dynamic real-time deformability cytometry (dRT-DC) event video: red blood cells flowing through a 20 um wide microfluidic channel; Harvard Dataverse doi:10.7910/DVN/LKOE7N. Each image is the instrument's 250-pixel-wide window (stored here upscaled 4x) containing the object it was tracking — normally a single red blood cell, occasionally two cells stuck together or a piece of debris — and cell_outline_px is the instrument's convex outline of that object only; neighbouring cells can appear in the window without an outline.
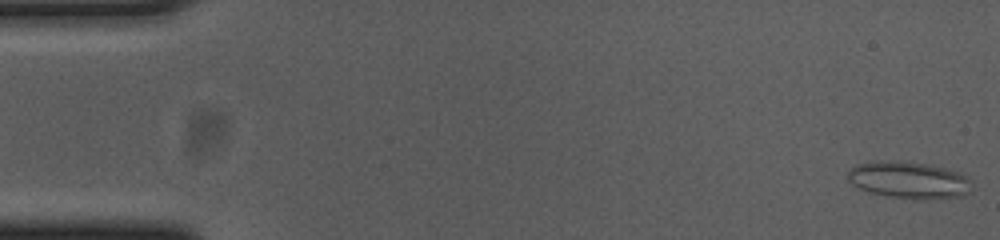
{"species": "common noctule bat (a hibernating species)", "species_latin": "Nyctalus noctula", "temperature_condition": "cold", "stored_images_in_passage": 15, "camera_frame_rate_fps": 3000, "um_per_image_px": 0.085, "animal": {"sex": "female", "body_mass_g": 23.0, "forearm_length_mm": 53.4}, "frame": {"image": 1, "passage_image": 1, "time_ms": 0.0, "image_size_px": [1000, 240], "cell_outline_px": [[972, 180], [968, 192], [960, 196], [916, 200], [888, 196], [868, 192], [852, 184], [848, 180], [848, 172], [852, 168], [860, 164], [880, 160], [900, 160], [932, 164], [960, 172], [968, 176]], "centroid_in_image_um": [77.28, 15.29], "position_along_channel_um": 7.7, "area_um2": 26.93}}
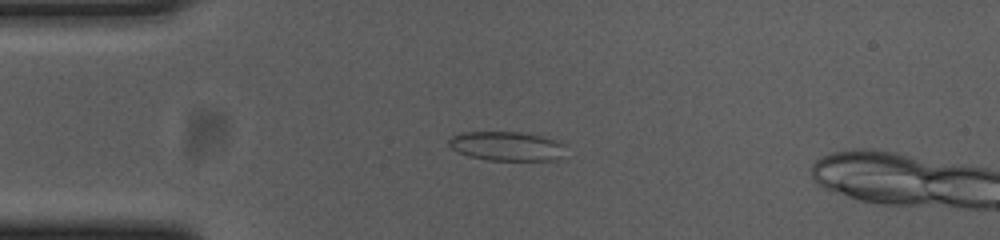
{"frame": {"image": 2, "passage_image": 13, "time_ms": 4.0, "image_size_px": [1000, 240], "cell_outline_px": [[560, 156], [556, 160], [488, 160], [468, 156], [452, 148], [448, 144], [448, 140], [452, 136], [464, 132], [516, 132], [540, 136], [552, 140], [560, 144]], "centroid_in_image_um": [42.95, 12.42], "position_along_channel_um": 42.1, "area_um2": 19.19}}